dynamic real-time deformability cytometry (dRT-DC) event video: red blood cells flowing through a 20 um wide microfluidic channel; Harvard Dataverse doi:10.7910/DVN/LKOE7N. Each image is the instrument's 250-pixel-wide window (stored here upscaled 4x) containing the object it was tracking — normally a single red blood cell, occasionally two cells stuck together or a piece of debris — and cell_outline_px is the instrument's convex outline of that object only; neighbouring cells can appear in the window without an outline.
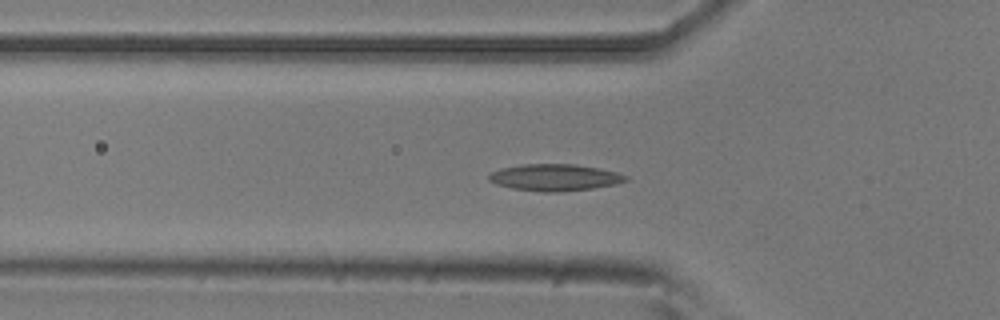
{"species": "common noctule bat (a hibernating species)", "species_latin": "Nyctalus noctula", "temperature_condition": "room temperature", "stored_images_in_passage": 55, "camera_frame_rate_fps": 3000, "um_per_image_px": 0.085, "animal": {"sex": "male", "body_mass_g": 20.5, "forearm_length_mm": 52.5}, "frame": {"image": 1, "passage_image": 18, "time_ms": 5.667, "image_size_px": [1000, 320], "cell_outline_px": [[628, 180], [616, 184], [592, 188], [560, 192], [544, 192], [512, 188], [496, 184], [488, 180], [488, 176], [492, 172], [500, 168], [520, 164], [576, 164], [616, 172], [628, 176]], "centroid_in_image_um": [47.13, 15.08], "position_along_channel_um": 78.7, "area_um2": 21.27}}
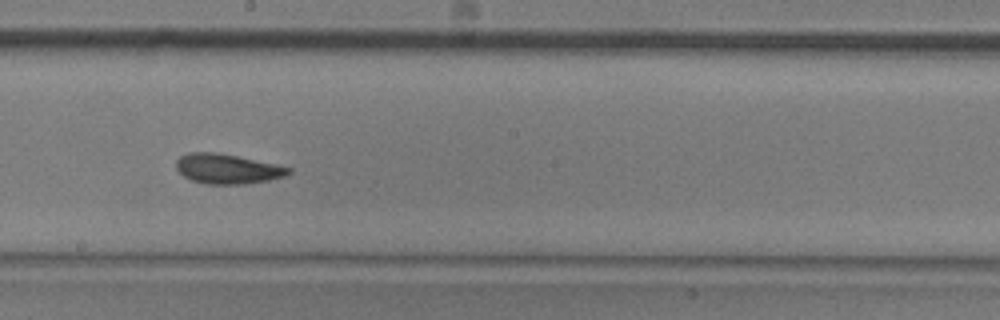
{"frame": {"image": 2, "passage_image": 30, "time_ms": 9.667, "image_size_px": [1000, 320], "cell_outline_px": [[292, 172], [288, 176], [268, 180], [244, 184], [208, 184], [192, 180], [184, 176], [176, 168], [176, 160], [180, 156], [188, 152], [216, 152], [276, 164], [292, 168]], "centroid_in_image_um": [19.35, 14.35], "position_along_channel_um": 228.9, "area_um2": 19.54}}
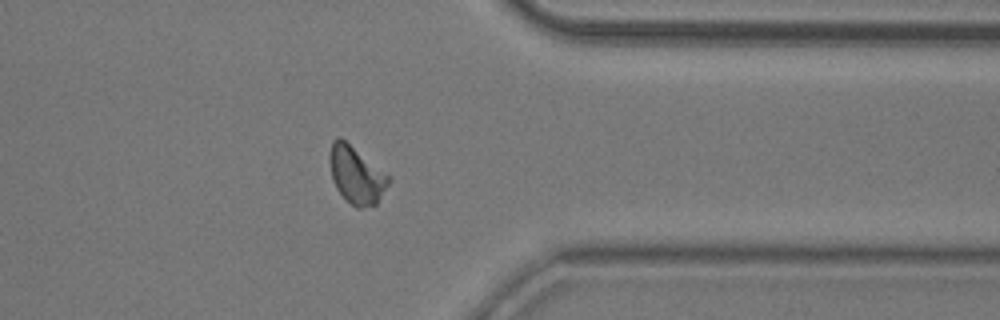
{"frame": {"image": 3, "passage_image": 43, "time_ms": 14.0, "image_size_px": [1000, 320], "cell_outline_px": [[392, 180], [376, 204], [360, 208], [356, 208], [336, 188], [332, 180], [328, 160], [332, 140], [336, 136], [340, 136], [392, 176]], "centroid_in_image_um": [30.3, 14.83], "position_along_channel_um": 381.1, "area_um2": 20.0}, "authors_computed_cell_mechanics": {"area_um2": 19.363, "velocity_mm_per_s": 3.7246, "shape_relaxation_time_tau1_ms": 5.1426, "shape_relaxation_time_tau2_ms": 2.3163, "deformation_change_tau1": 0.1474, "deformation_change_tau2": 0.09}}